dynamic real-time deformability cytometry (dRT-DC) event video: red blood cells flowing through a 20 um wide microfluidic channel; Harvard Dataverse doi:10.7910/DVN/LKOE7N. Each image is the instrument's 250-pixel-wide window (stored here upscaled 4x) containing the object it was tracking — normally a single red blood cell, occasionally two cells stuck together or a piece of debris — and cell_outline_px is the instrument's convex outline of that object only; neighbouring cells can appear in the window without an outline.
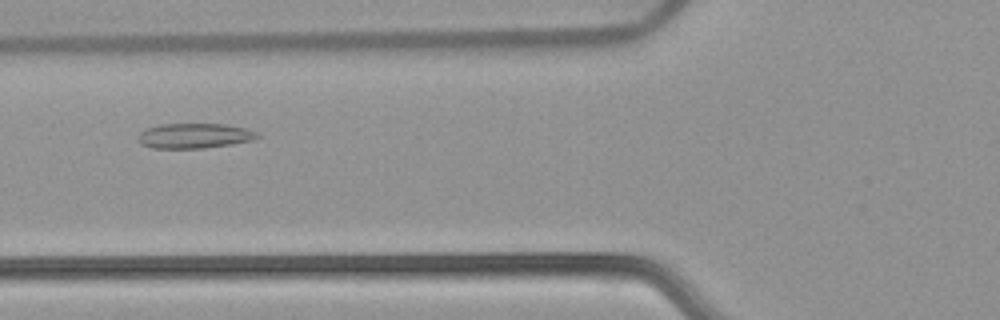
{"species": "common noctule bat (a hibernating species)", "species_latin": "Nyctalus noctula", "temperature_condition": "warm", "stored_images_in_passage": 37, "camera_frame_rate_fps": 3000, "um_per_image_px": 0.085, "animal": {"sex": "female", "body_mass_g": 22.7, "forearm_length_mm": 54.2}, "frame": {"image": 1, "passage_image": 5, "time_ms": 1.333, "image_size_px": [1000, 320], "cell_outline_px": [[260, 136], [256, 140], [232, 144], [200, 148], [152, 148], [140, 144], [140, 132], [148, 128], [160, 124], [224, 124], [248, 128], [260, 132]], "centroid_in_image_um": [16.62, 11.54], "position_along_channel_um": 109.2, "area_um2": 17.46}}
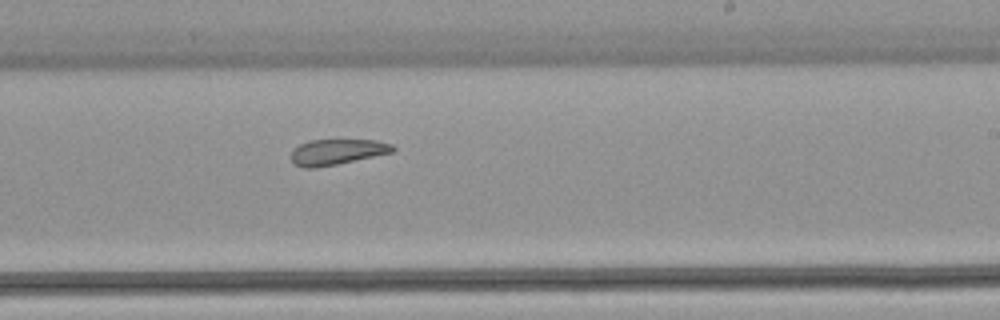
{"frame": {"image": 2, "passage_image": 17, "time_ms": 5.333, "image_size_px": [1000, 320], "cell_outline_px": [[396, 148], [392, 152], [336, 164], [316, 168], [304, 168], [292, 164], [292, 148], [308, 140], [376, 140], [392, 144]], "centroid_in_image_um": [28.6, 12.91], "position_along_channel_um": 260.4, "area_um2": 15.14}}
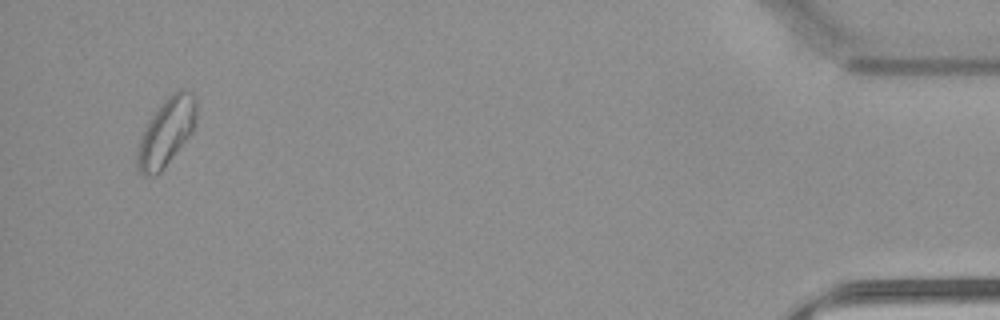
{"frame": {"image": 3, "passage_image": 36, "time_ms": 11.667, "image_size_px": [1000, 320], "cell_outline_px": [[196, 120], [192, 132], [160, 172], [152, 176], [144, 176], [136, 168], [136, 156], [140, 140], [148, 120], [160, 104], [172, 92], [180, 88], [192, 92], [196, 96]], "centroid_in_image_um": [14.14, 11.2], "position_along_channel_um": 421.1, "area_um2": 23.24}}